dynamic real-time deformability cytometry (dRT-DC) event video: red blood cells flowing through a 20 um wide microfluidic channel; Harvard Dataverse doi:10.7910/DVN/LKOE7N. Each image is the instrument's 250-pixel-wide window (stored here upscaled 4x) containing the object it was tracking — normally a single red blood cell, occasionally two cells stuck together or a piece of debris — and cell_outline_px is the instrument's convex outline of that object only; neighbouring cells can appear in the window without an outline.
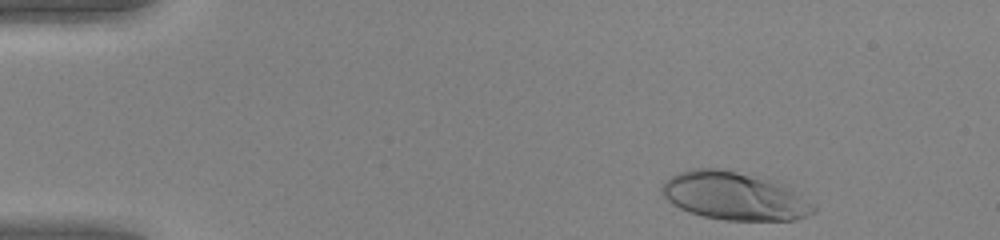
{"species": "human", "species_latin": "Homo sapiens", "temperature_condition": "warm", "stored_images_in_passage": 45, "camera_frame_rate_fps": 3000, "um_per_image_px": 0.085, "donor": {"sex": "female"}, "frame": {"image": 1, "passage_image": 2, "time_ms": 0.333, "image_size_px": [1000, 240], "cell_outline_px": [[816, 212], [808, 216], [796, 220], [724, 220], [704, 216], [688, 212], [672, 204], [660, 192], [660, 188], [664, 180], [680, 172], [692, 168], [716, 168], [776, 180], [788, 184], [816, 204]], "centroid_in_image_um": [62.5, 16.66], "position_along_channel_um": 22.5, "area_um2": 43.18}}
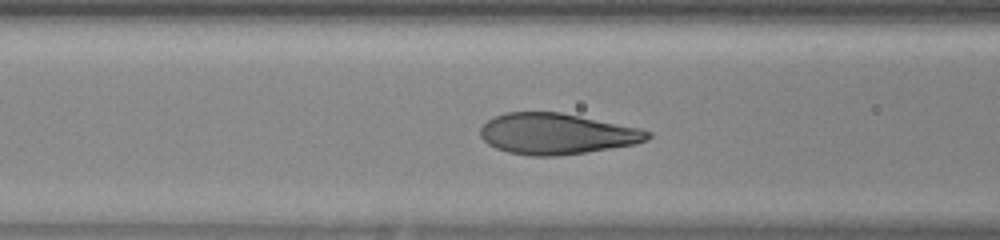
{"frame": {"image": 2, "passage_image": 16, "time_ms": 5.0, "image_size_px": [1000, 240], "cell_outline_px": [[652, 136], [648, 140], [636, 144], [584, 152], [556, 156], [528, 156], [508, 152], [496, 148], [488, 144], [480, 136], [480, 128], [492, 116], [504, 112], [560, 112], [640, 128], [652, 132]], "centroid_in_image_um": [47.3, 11.37], "position_along_channel_um": 119.3, "area_um2": 40.0}}
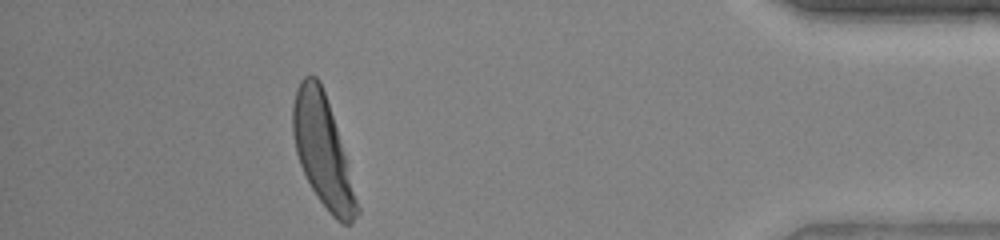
{"frame": {"image": 3, "passage_image": 40, "time_ms": 13.0, "image_size_px": [1000, 240], "cell_outline_px": [[360, 212], [352, 224], [344, 224], [336, 220], [328, 212], [316, 196], [300, 164], [296, 152], [292, 132], [292, 104], [296, 88], [300, 80], [304, 76], [316, 76], [320, 80], [344, 152], [360, 208]], "centroid_in_image_um": [27.42, 12.87], "position_along_channel_um": 407.8, "area_um2": 40.81}, "authors_computed_cell_mechanics": {"area_um2": 40.5178, "velocity_mm_per_s": 4.1839, "shape_relaxation_time_tau1_ms": 2.5493, "shape_relaxation_time_tau2_ms": null, "deformation_change_tau1": 0.2111, "deformation_change_tau2": null}}